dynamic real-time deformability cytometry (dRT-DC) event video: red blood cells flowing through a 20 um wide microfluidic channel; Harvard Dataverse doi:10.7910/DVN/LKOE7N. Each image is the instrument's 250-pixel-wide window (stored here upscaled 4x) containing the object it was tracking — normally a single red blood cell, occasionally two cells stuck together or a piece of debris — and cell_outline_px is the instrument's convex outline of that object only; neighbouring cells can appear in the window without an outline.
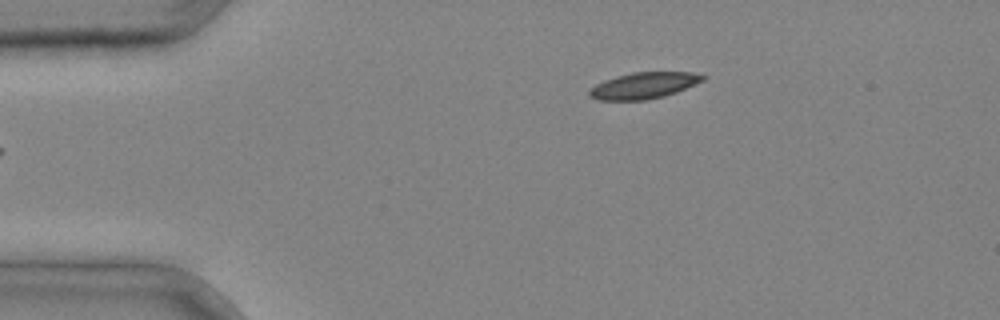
{"species": "common noctule bat (a hibernating species)", "species_latin": "Nyctalus noctula", "temperature_condition": "cold", "stored_images_in_passage": 3, "camera_frame_rate_fps": 3000, "um_per_image_px": 0.085, "animal": {"sex": "male", "body_mass_g": 20.4}, "frame": {"image": 1, "passage_image": 3, "time_ms": 0.667, "image_size_px": [1000, 320], "cell_outline_px": [[708, 76], [704, 80], [676, 92], [664, 96], [644, 100], [600, 100], [588, 96], [588, 92], [596, 84], [604, 80], [616, 76], [632, 72], [692, 72]], "centroid_in_image_um": [54.72, 7.26], "position_along_channel_um": 30.3, "area_um2": 17.34}}